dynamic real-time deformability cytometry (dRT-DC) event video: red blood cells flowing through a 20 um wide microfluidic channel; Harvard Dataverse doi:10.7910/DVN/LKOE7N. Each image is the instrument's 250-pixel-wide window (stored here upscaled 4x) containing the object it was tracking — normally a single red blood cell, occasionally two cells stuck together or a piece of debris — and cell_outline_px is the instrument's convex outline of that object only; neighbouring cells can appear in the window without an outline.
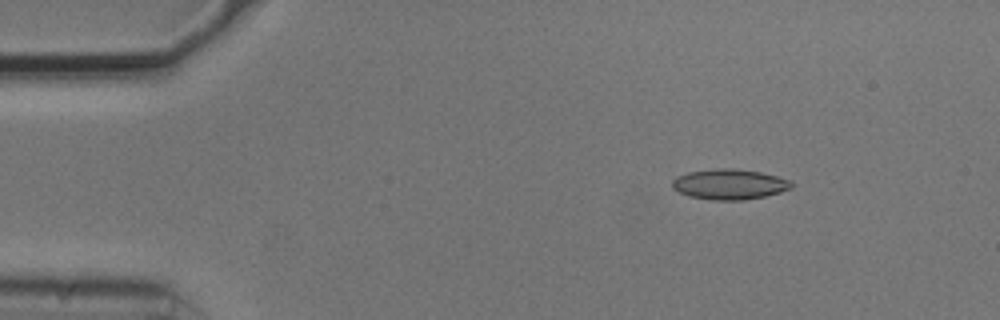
{"species": "common noctule bat (a hibernating species)", "species_latin": "Nyctalus noctula", "temperature_condition": "cold", "stored_images_in_passage": 17, "camera_frame_rate_fps": 3000, "um_per_image_px": 0.085, "animal": {"sex": "male", "body_mass_g": 20.5, "forearm_length_mm": 52.5}, "frame": {"image": 1, "passage_image": 8, "time_ms": 2.333, "image_size_px": [1000, 320], "cell_outline_px": [[792, 188], [780, 192], [764, 196], [744, 200], [712, 200], [688, 196], [672, 188], [672, 180], [676, 176], [688, 172], [720, 168], [732, 168], [760, 172], [776, 176], [788, 180], [792, 184]], "centroid_in_image_um": [61.97, 15.66], "position_along_channel_um": 23.0, "area_um2": 20.98}}